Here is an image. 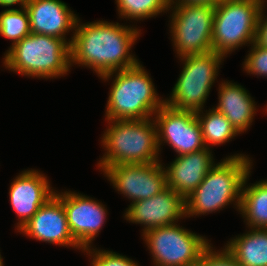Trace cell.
<instances>
[{
    "instance_id": "19",
    "label": "cell",
    "mask_w": 267,
    "mask_h": 266,
    "mask_svg": "<svg viewBox=\"0 0 267 266\" xmlns=\"http://www.w3.org/2000/svg\"><path fill=\"white\" fill-rule=\"evenodd\" d=\"M224 247L241 266H267V229L250 228Z\"/></svg>"
},
{
    "instance_id": "12",
    "label": "cell",
    "mask_w": 267,
    "mask_h": 266,
    "mask_svg": "<svg viewBox=\"0 0 267 266\" xmlns=\"http://www.w3.org/2000/svg\"><path fill=\"white\" fill-rule=\"evenodd\" d=\"M64 206L69 230L82 248L91 247L95 236L99 234L107 217L105 205L86 195L72 191L54 194Z\"/></svg>"
},
{
    "instance_id": "30",
    "label": "cell",
    "mask_w": 267,
    "mask_h": 266,
    "mask_svg": "<svg viewBox=\"0 0 267 266\" xmlns=\"http://www.w3.org/2000/svg\"><path fill=\"white\" fill-rule=\"evenodd\" d=\"M0 266H3V258L1 256V254H0Z\"/></svg>"
},
{
    "instance_id": "27",
    "label": "cell",
    "mask_w": 267,
    "mask_h": 266,
    "mask_svg": "<svg viewBox=\"0 0 267 266\" xmlns=\"http://www.w3.org/2000/svg\"><path fill=\"white\" fill-rule=\"evenodd\" d=\"M264 8L265 6L261 9L258 18L255 42L258 45L267 48V16L263 13Z\"/></svg>"
},
{
    "instance_id": "14",
    "label": "cell",
    "mask_w": 267,
    "mask_h": 266,
    "mask_svg": "<svg viewBox=\"0 0 267 266\" xmlns=\"http://www.w3.org/2000/svg\"><path fill=\"white\" fill-rule=\"evenodd\" d=\"M48 181L45 174L40 171L27 169L16 176L11 183L9 201L19 217L16 223L18 231L54 196L55 190L51 189Z\"/></svg>"
},
{
    "instance_id": "22",
    "label": "cell",
    "mask_w": 267,
    "mask_h": 266,
    "mask_svg": "<svg viewBox=\"0 0 267 266\" xmlns=\"http://www.w3.org/2000/svg\"><path fill=\"white\" fill-rule=\"evenodd\" d=\"M119 17L144 20L170 9L169 0H115Z\"/></svg>"
},
{
    "instance_id": "4",
    "label": "cell",
    "mask_w": 267,
    "mask_h": 266,
    "mask_svg": "<svg viewBox=\"0 0 267 266\" xmlns=\"http://www.w3.org/2000/svg\"><path fill=\"white\" fill-rule=\"evenodd\" d=\"M113 76L105 112L106 120L152 118L165 104V99L159 98L151 77L140 62L131 68L103 75L101 79L108 81Z\"/></svg>"
},
{
    "instance_id": "23",
    "label": "cell",
    "mask_w": 267,
    "mask_h": 266,
    "mask_svg": "<svg viewBox=\"0 0 267 266\" xmlns=\"http://www.w3.org/2000/svg\"><path fill=\"white\" fill-rule=\"evenodd\" d=\"M30 33L29 15L25 7L8 8L0 13V35L13 41L12 45Z\"/></svg>"
},
{
    "instance_id": "20",
    "label": "cell",
    "mask_w": 267,
    "mask_h": 266,
    "mask_svg": "<svg viewBox=\"0 0 267 266\" xmlns=\"http://www.w3.org/2000/svg\"><path fill=\"white\" fill-rule=\"evenodd\" d=\"M249 174L242 185L239 212L248 228L267 229V179L248 186Z\"/></svg>"
},
{
    "instance_id": "10",
    "label": "cell",
    "mask_w": 267,
    "mask_h": 266,
    "mask_svg": "<svg viewBox=\"0 0 267 266\" xmlns=\"http://www.w3.org/2000/svg\"><path fill=\"white\" fill-rule=\"evenodd\" d=\"M157 126L158 147L169 144L178 156L205 149L196 113L178 110L166 103L154 114Z\"/></svg>"
},
{
    "instance_id": "17",
    "label": "cell",
    "mask_w": 267,
    "mask_h": 266,
    "mask_svg": "<svg viewBox=\"0 0 267 266\" xmlns=\"http://www.w3.org/2000/svg\"><path fill=\"white\" fill-rule=\"evenodd\" d=\"M214 165L212 151L208 148L180 155L164 168L167 187L186 199L204 180Z\"/></svg>"
},
{
    "instance_id": "25",
    "label": "cell",
    "mask_w": 267,
    "mask_h": 266,
    "mask_svg": "<svg viewBox=\"0 0 267 266\" xmlns=\"http://www.w3.org/2000/svg\"><path fill=\"white\" fill-rule=\"evenodd\" d=\"M250 51L243 63L245 72L257 76L267 77V48L251 44Z\"/></svg>"
},
{
    "instance_id": "21",
    "label": "cell",
    "mask_w": 267,
    "mask_h": 266,
    "mask_svg": "<svg viewBox=\"0 0 267 266\" xmlns=\"http://www.w3.org/2000/svg\"><path fill=\"white\" fill-rule=\"evenodd\" d=\"M195 113L200 124L205 147L208 149L211 145L225 144L239 134L228 119L214 107L209 111L206 110V113H203V110Z\"/></svg>"
},
{
    "instance_id": "16",
    "label": "cell",
    "mask_w": 267,
    "mask_h": 266,
    "mask_svg": "<svg viewBox=\"0 0 267 266\" xmlns=\"http://www.w3.org/2000/svg\"><path fill=\"white\" fill-rule=\"evenodd\" d=\"M25 8L29 15L30 31L64 39L66 33L75 30L79 17L61 0H28Z\"/></svg>"
},
{
    "instance_id": "9",
    "label": "cell",
    "mask_w": 267,
    "mask_h": 266,
    "mask_svg": "<svg viewBox=\"0 0 267 266\" xmlns=\"http://www.w3.org/2000/svg\"><path fill=\"white\" fill-rule=\"evenodd\" d=\"M142 236L154 266H196L201 253L210 245L205 236L176 223L150 229Z\"/></svg>"
},
{
    "instance_id": "11",
    "label": "cell",
    "mask_w": 267,
    "mask_h": 266,
    "mask_svg": "<svg viewBox=\"0 0 267 266\" xmlns=\"http://www.w3.org/2000/svg\"><path fill=\"white\" fill-rule=\"evenodd\" d=\"M165 166L161 162L123 164L106 167L105 177L131 203L148 199L167 187Z\"/></svg>"
},
{
    "instance_id": "15",
    "label": "cell",
    "mask_w": 267,
    "mask_h": 266,
    "mask_svg": "<svg viewBox=\"0 0 267 266\" xmlns=\"http://www.w3.org/2000/svg\"><path fill=\"white\" fill-rule=\"evenodd\" d=\"M17 232L37 241L82 249L69 230L63 203L55 195Z\"/></svg>"
},
{
    "instance_id": "2",
    "label": "cell",
    "mask_w": 267,
    "mask_h": 266,
    "mask_svg": "<svg viewBox=\"0 0 267 266\" xmlns=\"http://www.w3.org/2000/svg\"><path fill=\"white\" fill-rule=\"evenodd\" d=\"M251 161L246 155L238 153L216 163L185 199L186 217L220 211L231 202L239 211L242 185L252 169Z\"/></svg>"
},
{
    "instance_id": "8",
    "label": "cell",
    "mask_w": 267,
    "mask_h": 266,
    "mask_svg": "<svg viewBox=\"0 0 267 266\" xmlns=\"http://www.w3.org/2000/svg\"><path fill=\"white\" fill-rule=\"evenodd\" d=\"M170 33L178 57L213 51L212 34L215 7L189 3L170 6Z\"/></svg>"
},
{
    "instance_id": "1",
    "label": "cell",
    "mask_w": 267,
    "mask_h": 266,
    "mask_svg": "<svg viewBox=\"0 0 267 266\" xmlns=\"http://www.w3.org/2000/svg\"><path fill=\"white\" fill-rule=\"evenodd\" d=\"M70 45V67L73 63L92 68L98 77L131 68L138 59L130 54L141 31L118 22L77 20Z\"/></svg>"
},
{
    "instance_id": "31",
    "label": "cell",
    "mask_w": 267,
    "mask_h": 266,
    "mask_svg": "<svg viewBox=\"0 0 267 266\" xmlns=\"http://www.w3.org/2000/svg\"><path fill=\"white\" fill-rule=\"evenodd\" d=\"M0 6L4 7V0H0Z\"/></svg>"
},
{
    "instance_id": "3",
    "label": "cell",
    "mask_w": 267,
    "mask_h": 266,
    "mask_svg": "<svg viewBox=\"0 0 267 266\" xmlns=\"http://www.w3.org/2000/svg\"><path fill=\"white\" fill-rule=\"evenodd\" d=\"M110 125L102 135L106 150L98 167L123 164H147L160 162L157 126L154 118L134 120H106Z\"/></svg>"
},
{
    "instance_id": "29",
    "label": "cell",
    "mask_w": 267,
    "mask_h": 266,
    "mask_svg": "<svg viewBox=\"0 0 267 266\" xmlns=\"http://www.w3.org/2000/svg\"><path fill=\"white\" fill-rule=\"evenodd\" d=\"M28 0H4V7H12L14 4L21 5L20 7L23 8L25 7L26 3Z\"/></svg>"
},
{
    "instance_id": "18",
    "label": "cell",
    "mask_w": 267,
    "mask_h": 266,
    "mask_svg": "<svg viewBox=\"0 0 267 266\" xmlns=\"http://www.w3.org/2000/svg\"><path fill=\"white\" fill-rule=\"evenodd\" d=\"M217 111L222 113L236 131L246 132L256 114V104L243 86L231 81H224L219 85Z\"/></svg>"
},
{
    "instance_id": "26",
    "label": "cell",
    "mask_w": 267,
    "mask_h": 266,
    "mask_svg": "<svg viewBox=\"0 0 267 266\" xmlns=\"http://www.w3.org/2000/svg\"><path fill=\"white\" fill-rule=\"evenodd\" d=\"M211 244L201 253L196 266H241L234 256L226 249L213 251Z\"/></svg>"
},
{
    "instance_id": "5",
    "label": "cell",
    "mask_w": 267,
    "mask_h": 266,
    "mask_svg": "<svg viewBox=\"0 0 267 266\" xmlns=\"http://www.w3.org/2000/svg\"><path fill=\"white\" fill-rule=\"evenodd\" d=\"M3 65L32 78H58L70 70V45L61 38L30 33L11 45Z\"/></svg>"
},
{
    "instance_id": "13",
    "label": "cell",
    "mask_w": 267,
    "mask_h": 266,
    "mask_svg": "<svg viewBox=\"0 0 267 266\" xmlns=\"http://www.w3.org/2000/svg\"><path fill=\"white\" fill-rule=\"evenodd\" d=\"M124 218L135 224H142L146 231L178 223V219L186 218L185 199L173 189L166 187L160 193L130 203Z\"/></svg>"
},
{
    "instance_id": "6",
    "label": "cell",
    "mask_w": 267,
    "mask_h": 266,
    "mask_svg": "<svg viewBox=\"0 0 267 266\" xmlns=\"http://www.w3.org/2000/svg\"><path fill=\"white\" fill-rule=\"evenodd\" d=\"M264 0H222L215 6L213 51L227 54L245 44H253Z\"/></svg>"
},
{
    "instance_id": "28",
    "label": "cell",
    "mask_w": 267,
    "mask_h": 266,
    "mask_svg": "<svg viewBox=\"0 0 267 266\" xmlns=\"http://www.w3.org/2000/svg\"><path fill=\"white\" fill-rule=\"evenodd\" d=\"M222 0H169L170 6L178 4H189V3H198V4H207L211 6H216Z\"/></svg>"
},
{
    "instance_id": "24",
    "label": "cell",
    "mask_w": 267,
    "mask_h": 266,
    "mask_svg": "<svg viewBox=\"0 0 267 266\" xmlns=\"http://www.w3.org/2000/svg\"><path fill=\"white\" fill-rule=\"evenodd\" d=\"M92 258L91 266H139L134 260L109 250L89 247L83 250Z\"/></svg>"
},
{
    "instance_id": "7",
    "label": "cell",
    "mask_w": 267,
    "mask_h": 266,
    "mask_svg": "<svg viewBox=\"0 0 267 266\" xmlns=\"http://www.w3.org/2000/svg\"><path fill=\"white\" fill-rule=\"evenodd\" d=\"M224 57L214 51L179 57L184 66L165 103L178 110H203Z\"/></svg>"
}]
</instances>
